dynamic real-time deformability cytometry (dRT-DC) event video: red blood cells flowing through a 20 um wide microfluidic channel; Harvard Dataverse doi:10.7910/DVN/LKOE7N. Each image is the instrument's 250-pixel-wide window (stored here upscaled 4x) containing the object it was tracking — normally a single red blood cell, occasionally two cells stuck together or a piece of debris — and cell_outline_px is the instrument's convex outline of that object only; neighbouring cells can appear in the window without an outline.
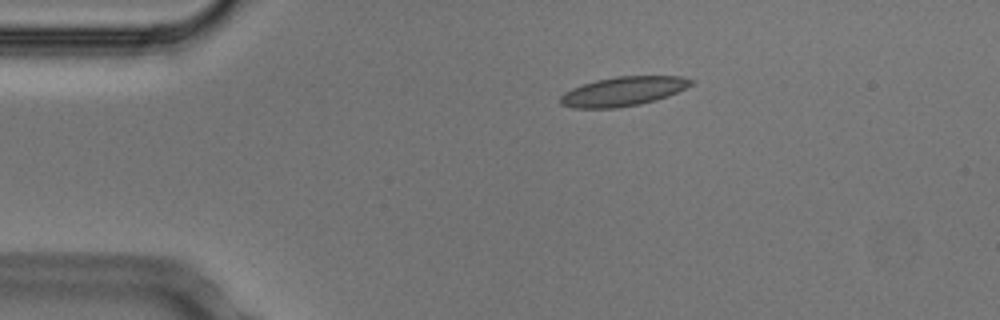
{"species": "Egyptian fruit bat (a non-hibernating species)", "species_latin": "Rousettus aegyptiacus", "temperature_condition": "cold", "stored_images_in_passage": 9, "camera_frame_rate_fps": 3000, "um_per_image_px": 0.085, "animal": {"sex": "male"}, "frame": {"image": 1, "passage_image": 9, "time_ms": 2.667, "image_size_px": [1000, 320], "cell_outline_px": [[696, 80], [692, 84], [668, 96], [656, 100], [640, 104], [616, 108], [572, 108], [560, 104], [560, 96], [564, 92], [572, 88], [596, 80], [616, 76], [680, 76]], "centroid_in_image_um": [52.96, 7.76], "position_along_channel_um": 32.0, "area_um2": 22.25}}